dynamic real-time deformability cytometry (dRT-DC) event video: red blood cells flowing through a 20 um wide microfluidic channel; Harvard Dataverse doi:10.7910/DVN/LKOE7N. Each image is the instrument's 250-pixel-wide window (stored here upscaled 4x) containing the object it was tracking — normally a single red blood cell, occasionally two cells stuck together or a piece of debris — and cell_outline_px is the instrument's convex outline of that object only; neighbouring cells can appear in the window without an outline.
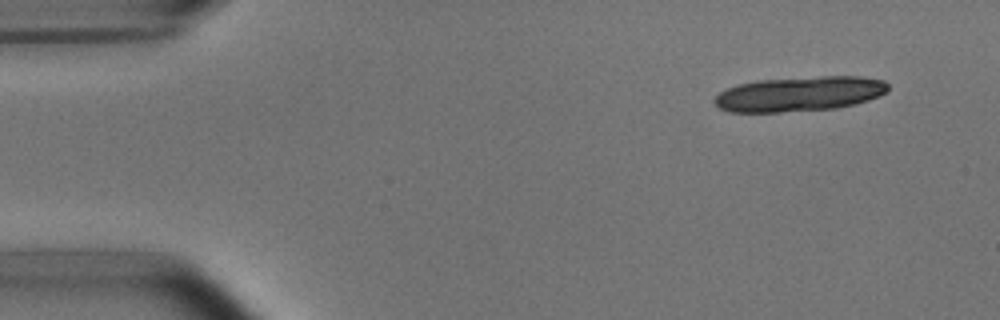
{"species": "common noctule bat (a hibernating species)", "species_latin": "Nyctalus noctula", "temperature_condition": "room temperature", "stored_images_in_passage": 5, "camera_frame_rate_fps": 3000, "um_per_image_px": 0.085, "animal": {"sex": "male", "body_mass_g": 15.6}, "frame": {"image": 1, "passage_image": 1, "time_ms": 0.0, "image_size_px": [1000, 320], "cell_outline_px": [[888, 88], [884, 92], [868, 100], [856, 104], [836, 108], [780, 112], [728, 112], [720, 108], [712, 100], [720, 92], [728, 88], [740, 84], [760, 80], [820, 76], [860, 76], [884, 80], [888, 84]], "centroid_in_image_um": [67.95, 7.98], "position_along_channel_um": 17.0, "area_um2": 35.08}}